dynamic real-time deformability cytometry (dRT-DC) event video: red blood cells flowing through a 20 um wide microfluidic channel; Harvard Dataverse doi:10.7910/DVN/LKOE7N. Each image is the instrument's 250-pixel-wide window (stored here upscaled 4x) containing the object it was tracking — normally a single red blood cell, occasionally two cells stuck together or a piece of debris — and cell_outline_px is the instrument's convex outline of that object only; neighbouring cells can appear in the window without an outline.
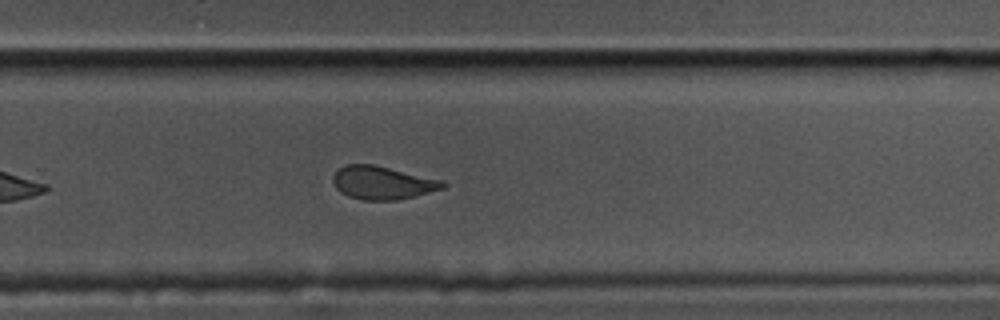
{"species": "common noctule bat (a hibernating species)", "species_latin": "Nyctalus noctula", "temperature_condition": "cold", "stored_images_in_passage": 43, "camera_frame_rate_fps": 3000, "um_per_image_px": 0.085, "animal": {"sex": "male", "body_mass_g": 17.5, "forearm_length_mm": 52.3}, "frame": {"image": 1, "passage_image": 25, "time_ms": 8.0, "image_size_px": [1000, 320], "cell_outline_px": [[448, 184], [444, 188], [396, 200], [360, 200], [348, 196], [340, 192], [336, 188], [332, 180], [332, 176], [344, 164], [372, 164], [444, 180]], "centroid_in_image_um": [32.49, 15.53], "position_along_channel_um": 297.3, "area_um2": 21.21}}
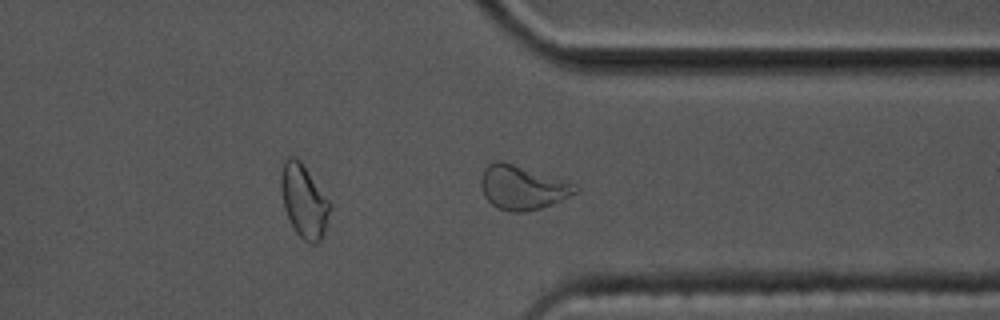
{"frame": {"image": 2, "passage_image": 31, "time_ms": 10.0, "image_size_px": [1000, 320], "cell_outline_px": [[580, 192], [552, 204], [540, 208], [524, 212], [508, 212], [496, 208], [484, 196], [480, 184], [480, 180], [484, 168], [488, 164], [496, 160], [500, 160], [572, 184], [580, 188]], "centroid_in_image_um": [44.35, 15.97], "position_along_channel_um": 367.0, "area_um2": 23.87}}
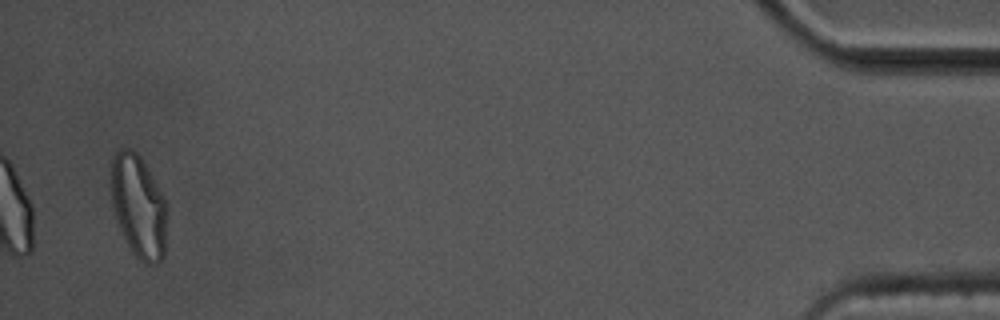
{"frame": {"image": 3, "passage_image": 43, "time_ms": 14.0, "image_size_px": [1000, 320], "cell_outline_px": [[168, 212], [164, 256], [156, 264], [144, 264], [132, 252], [116, 220], [112, 204], [112, 156], [120, 148], [132, 148], [140, 156], [164, 196], [168, 204]], "centroid_in_image_um": [11.81, 17.55], "position_along_channel_um": 423.4, "area_um2": 33.76}, "authors_computed_cell_mechanics": {"area_um2": 22.3108, "velocity_mm_per_s": 3.4955, "shape_relaxation_time_tau1_ms": 5.6028, "shape_relaxation_time_tau2_ms": 2.0885, "deformation_change_tau1": 0.1599, "deformation_change_tau2": 0.0714}}